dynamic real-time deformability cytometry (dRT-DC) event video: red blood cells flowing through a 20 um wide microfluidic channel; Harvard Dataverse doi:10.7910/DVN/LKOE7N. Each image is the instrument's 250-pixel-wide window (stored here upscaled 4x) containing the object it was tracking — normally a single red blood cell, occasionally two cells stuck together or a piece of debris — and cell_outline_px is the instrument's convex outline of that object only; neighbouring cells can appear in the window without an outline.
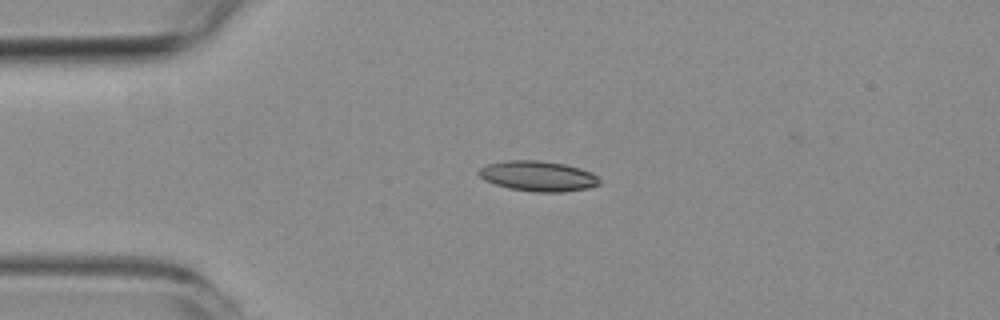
{"species": "common noctule bat (a hibernating species)", "species_latin": "Nyctalus noctula", "temperature_condition": "room temperature", "stored_images_in_passage": 2, "camera_frame_rate_fps": 3000, "um_per_image_px": 0.085, "animal": {"sex": "female", "body_mass_g": 19.3, "forearm_length_mm": 54.1}, "frame": {"image": 1, "passage_image": 1, "time_ms": 0.0, "image_size_px": [1000, 320], "cell_outline_px": [[600, 184], [588, 188], [564, 192], [536, 192], [508, 188], [484, 180], [476, 172], [480, 168], [488, 164], [504, 160], [540, 160], [564, 164], [580, 168], [592, 172], [600, 180]], "centroid_in_image_um": [45.73, 14.96], "position_along_channel_um": 39.3, "area_um2": 21.39}}